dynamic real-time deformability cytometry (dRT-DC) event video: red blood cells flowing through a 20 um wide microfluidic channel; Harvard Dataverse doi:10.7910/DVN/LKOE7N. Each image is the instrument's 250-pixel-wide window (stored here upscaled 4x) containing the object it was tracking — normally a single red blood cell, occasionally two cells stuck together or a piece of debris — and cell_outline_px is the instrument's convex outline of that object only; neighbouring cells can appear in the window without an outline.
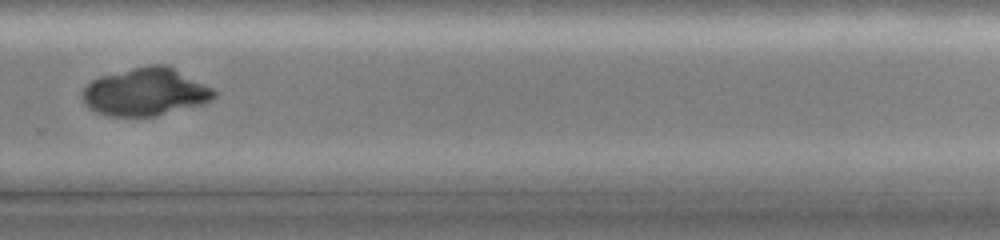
{"species": "common noctule bat (a hibernating species)", "species_latin": "Nyctalus noctula", "temperature_condition": "cold", "stored_images_in_passage": 28, "camera_frame_rate_fps": 3000, "um_per_image_px": 0.085, "animal": {"sex": "female", "body_mass_g": 19.0, "forearm_length_mm": 51.5}, "frame": {"image": 1, "passage_image": 27, "time_ms": 6.667, "image_size_px": [1000, 240], "cell_outline_px": [[216, 96], [212, 100], [204, 104], [156, 116], [108, 116], [96, 112], [88, 108], [84, 104], [80, 96], [80, 92], [92, 80], [100, 76], [148, 64], [168, 64], [212, 88], [216, 92]], "centroid_in_image_um": [12.35, 7.81], "position_along_channel_um": 317.4, "area_um2": 37.05}}